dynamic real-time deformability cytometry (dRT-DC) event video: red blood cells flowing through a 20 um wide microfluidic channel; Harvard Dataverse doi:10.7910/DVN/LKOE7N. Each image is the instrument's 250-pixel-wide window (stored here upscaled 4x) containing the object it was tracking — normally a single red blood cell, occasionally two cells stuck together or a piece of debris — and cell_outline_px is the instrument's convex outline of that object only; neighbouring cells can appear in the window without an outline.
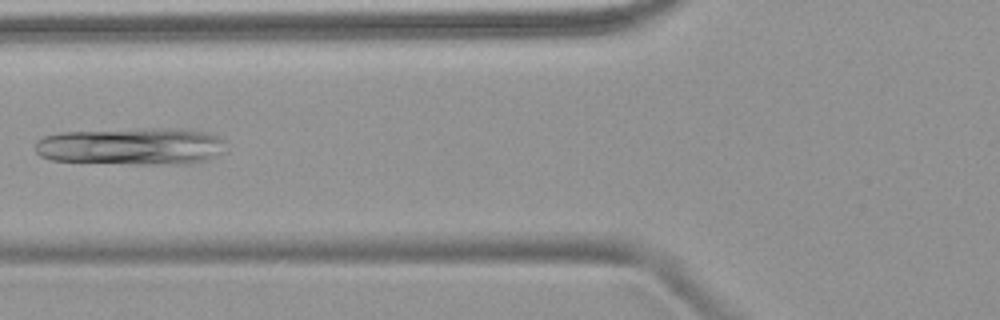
{"species": "common noctule bat (a hibernating species)", "species_latin": "Nyctalus noctula", "temperature_condition": "warm", "stored_images_in_passage": 2, "camera_frame_rate_fps": 3000, "um_per_image_px": 0.085, "animal": {"sex": "female", "body_mass_g": 18.4}, "frame": {"image": 1, "passage_image": 2, "time_ms": 1.333, "image_size_px": [1000, 320], "cell_outline_px": [[224, 152], [208, 160], [192, 164], [132, 164], [52, 160], [40, 156], [36, 152], [36, 140], [44, 136], [60, 132], [148, 128], [180, 128], [208, 132], [224, 140]], "centroid_in_image_um": [11.22, 12.43], "position_along_channel_um": 114.6, "area_um2": 41.91}}